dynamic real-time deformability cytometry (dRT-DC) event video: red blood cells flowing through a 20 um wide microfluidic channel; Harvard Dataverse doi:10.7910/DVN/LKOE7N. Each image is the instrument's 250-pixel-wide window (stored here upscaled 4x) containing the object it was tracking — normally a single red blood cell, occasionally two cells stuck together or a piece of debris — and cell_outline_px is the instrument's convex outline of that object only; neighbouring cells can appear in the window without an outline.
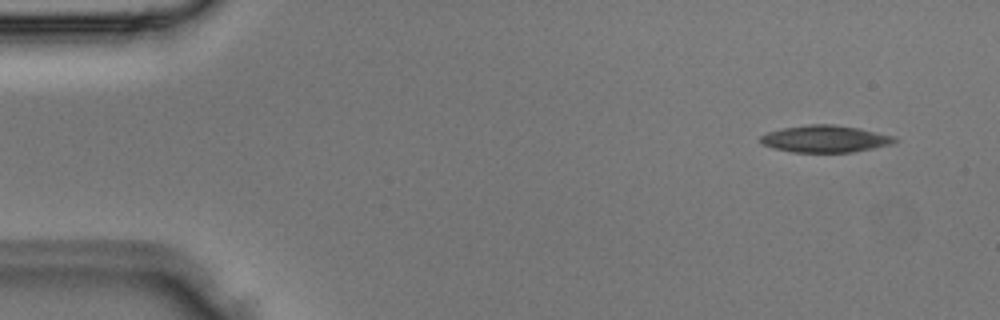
{"species": "Egyptian fruit bat (a non-hibernating species)", "species_latin": "Rousettus aegyptiacus", "temperature_condition": "room temperature", "stored_images_in_passage": 3, "camera_frame_rate_fps": 3000, "um_per_image_px": 0.085, "animal": {"sex": "male"}, "frame": {"image": 1, "passage_image": 1, "time_ms": 0.0, "image_size_px": [1000, 320], "cell_outline_px": [[900, 140], [892, 144], [852, 152], [792, 152], [772, 148], [760, 144], [760, 136], [768, 132], [784, 128], [808, 124], [832, 124], [856, 128], [896, 136]], "centroid_in_image_um": [70.13, 11.81], "position_along_channel_um": 14.9, "area_um2": 21.1}}